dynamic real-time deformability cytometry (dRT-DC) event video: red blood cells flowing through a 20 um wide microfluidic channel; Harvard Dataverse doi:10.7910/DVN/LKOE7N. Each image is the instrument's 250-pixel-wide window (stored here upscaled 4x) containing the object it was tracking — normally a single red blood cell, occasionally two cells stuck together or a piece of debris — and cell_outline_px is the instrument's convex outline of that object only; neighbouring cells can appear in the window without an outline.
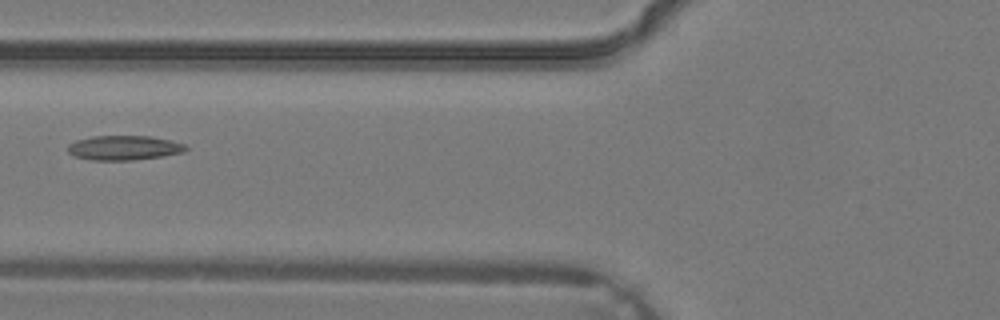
{"species": "common noctule bat (a hibernating species)", "species_latin": "Nyctalus noctula", "temperature_condition": "warm", "stored_images_in_passage": 4, "camera_frame_rate_fps": 3000, "um_per_image_px": 0.085, "animal": {"sex": "male", "body_mass_g": 19.2, "forearm_length_mm": 51.8}, "frame": {"image": 1, "passage_image": 4, "time_ms": 1.0, "image_size_px": [1000, 320], "cell_outline_px": [[188, 148], [184, 152], [160, 156], [132, 160], [92, 160], [72, 156], [68, 152], [68, 144], [76, 140], [92, 136], [152, 136], [184, 144]], "centroid_in_image_um": [10.49, 12.56], "position_along_channel_um": 115.3, "area_um2": 16.82}}